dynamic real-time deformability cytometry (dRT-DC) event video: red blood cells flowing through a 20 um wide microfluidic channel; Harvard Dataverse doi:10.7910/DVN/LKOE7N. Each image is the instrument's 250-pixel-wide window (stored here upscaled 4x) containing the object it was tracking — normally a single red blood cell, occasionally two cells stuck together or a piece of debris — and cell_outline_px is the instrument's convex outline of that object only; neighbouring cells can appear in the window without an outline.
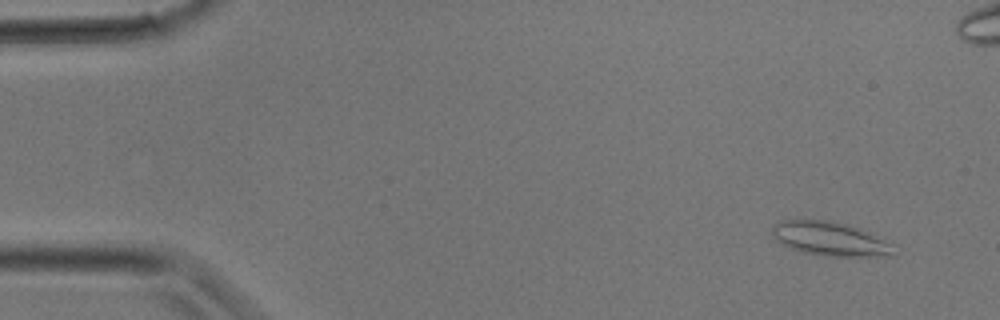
{"species": "common noctule bat (a hibernating species)", "species_latin": "Nyctalus noctula", "temperature_condition": "room temperature", "stored_images_in_passage": 10, "camera_frame_rate_fps": 3000, "um_per_image_px": 0.085, "animal": {"sex": "male", "body_mass_g": 17.9}, "frame": {"image": 1, "passage_image": 1, "time_ms": 0.0, "image_size_px": [1000, 320], "cell_outline_px": [[896, 256], [828, 256], [800, 252], [780, 244], [772, 236], [772, 224], [780, 220], [828, 220], [848, 224], [860, 228], [884, 240], [888, 244]], "centroid_in_image_um": [70.47, 20.29], "position_along_channel_um": 14.5, "area_um2": 24.04}}
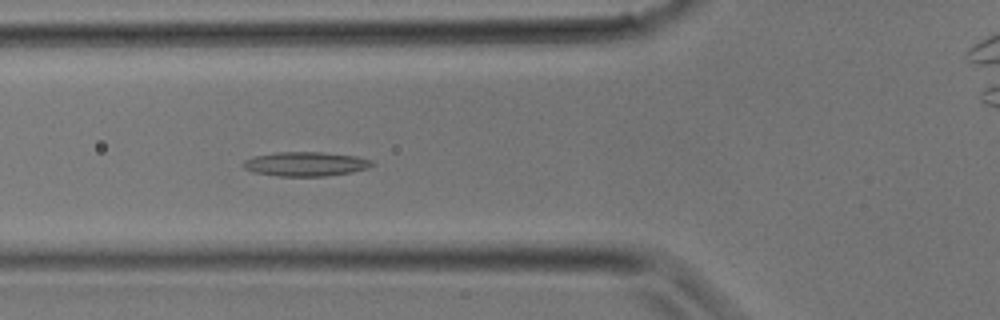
{"frame": {"image": 2, "passage_image": 10, "time_ms": 3.0, "image_size_px": [1000, 320], "cell_outline_px": [[376, 164], [368, 168], [352, 172], [324, 176], [276, 176], [252, 172], [244, 168], [244, 160], [252, 156], [276, 152], [324, 152], [356, 156], [372, 160]], "centroid_in_image_um": [25.98, 13.93], "position_along_channel_um": 99.8, "area_um2": 18.38}}